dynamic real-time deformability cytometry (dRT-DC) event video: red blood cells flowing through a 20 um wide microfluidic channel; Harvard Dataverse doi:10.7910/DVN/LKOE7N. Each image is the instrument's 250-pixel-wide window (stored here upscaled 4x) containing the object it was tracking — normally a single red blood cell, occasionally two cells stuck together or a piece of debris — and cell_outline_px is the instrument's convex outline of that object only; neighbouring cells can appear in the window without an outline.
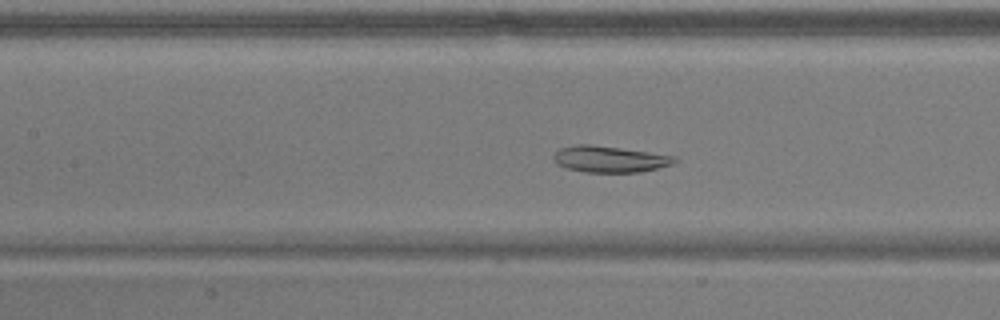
{"species": "common noctule bat (a hibernating species)", "species_latin": "Nyctalus noctula", "temperature_condition": "warm", "stored_images_in_passage": 55, "camera_frame_rate_fps": 3000, "um_per_image_px": 0.085, "animal": {"sex": "male", "body_mass_g": 17.9}, "frame": {"image": 1, "passage_image": 23, "time_ms": 7.333, "image_size_px": [1000, 320], "cell_outline_px": [[680, 160], [672, 164], [640, 172], [584, 172], [568, 168], [556, 164], [552, 156], [560, 148], [576, 144], [592, 144], [676, 156]], "centroid_in_image_um": [51.82, 13.52], "position_along_channel_um": 155.6, "area_um2": 18.55}}
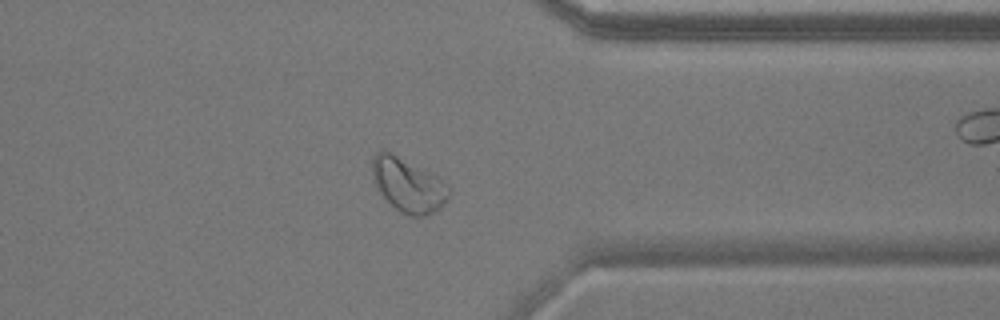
{"frame": {"image": 2, "passage_image": 42, "time_ms": 13.667, "image_size_px": [1000, 320], "cell_outline_px": [[452, 192], [448, 200], [440, 208], [424, 216], [408, 216], [400, 212], [380, 192], [372, 176], [372, 160], [376, 152], [384, 148], [436, 176], [448, 184], [452, 188]], "centroid_in_image_um": [34.72, 15.72], "position_along_channel_um": 376.7, "area_um2": 24.1}}
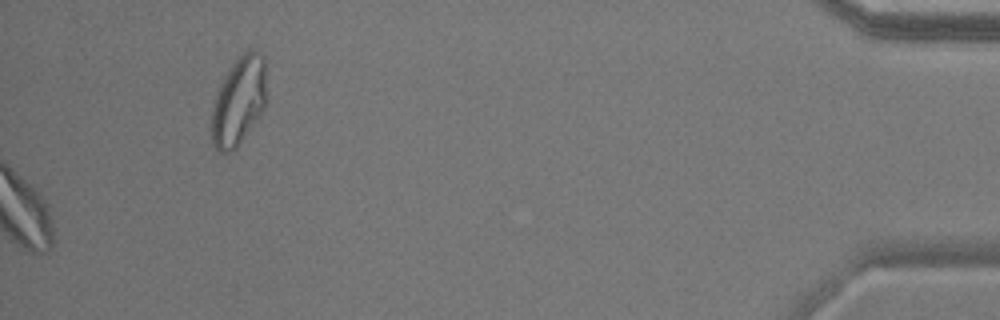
{"frame": {"image": 3, "passage_image": 55, "time_ms": 18.0, "image_size_px": [1000, 320], "cell_outline_px": [[268, 100], [264, 108], [236, 148], [232, 152], [220, 152], [212, 144], [212, 108], [220, 84], [224, 76], [240, 52], [260, 52], [264, 56]], "centroid_in_image_um": [20.32, 8.56], "position_along_channel_um": 414.9, "area_um2": 28.38}, "authors_computed_cell_mechanics": {"area_um2": 24.565, "velocity_mm_per_s": 3.6064, "shape_relaxation_time_tau1_ms": null, "shape_relaxation_time_tau2_ms": 3.0706, "deformation_change_tau1": null, "deformation_change_tau2": 0.0522}}